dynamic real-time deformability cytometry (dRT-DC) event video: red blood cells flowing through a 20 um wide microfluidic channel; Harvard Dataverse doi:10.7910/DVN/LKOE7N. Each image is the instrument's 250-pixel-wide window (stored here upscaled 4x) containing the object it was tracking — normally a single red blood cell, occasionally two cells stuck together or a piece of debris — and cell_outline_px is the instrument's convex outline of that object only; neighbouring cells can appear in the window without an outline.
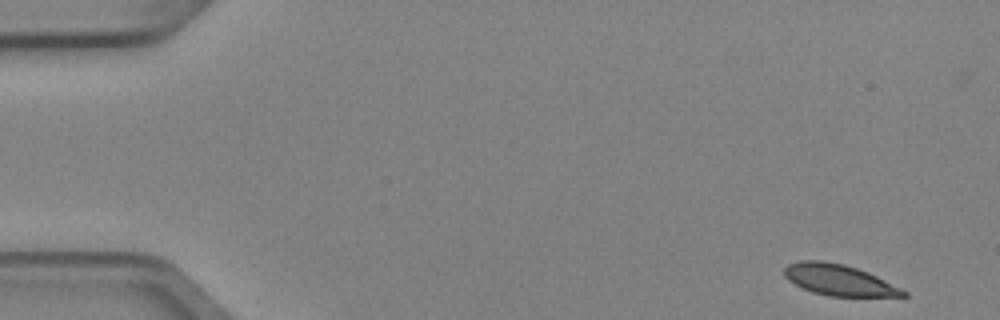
{"species": "Egyptian fruit bat (a non-hibernating species)", "species_latin": "Rousettus aegyptiacus", "temperature_condition": "cold", "stored_images_in_passage": 7, "camera_frame_rate_fps": 3000, "um_per_image_px": 0.085, "animal": {"sex": "female"}, "frame": {"image": 1, "passage_image": 1, "time_ms": 0.0, "image_size_px": [1000, 320], "cell_outline_px": [[908, 296], [828, 296], [812, 292], [788, 280], [784, 276], [784, 268], [788, 264], [800, 260], [824, 260], [844, 264], [868, 272], [908, 292]], "centroid_in_image_um": [71.28, 23.78], "position_along_channel_um": 13.7, "area_um2": 21.39}}
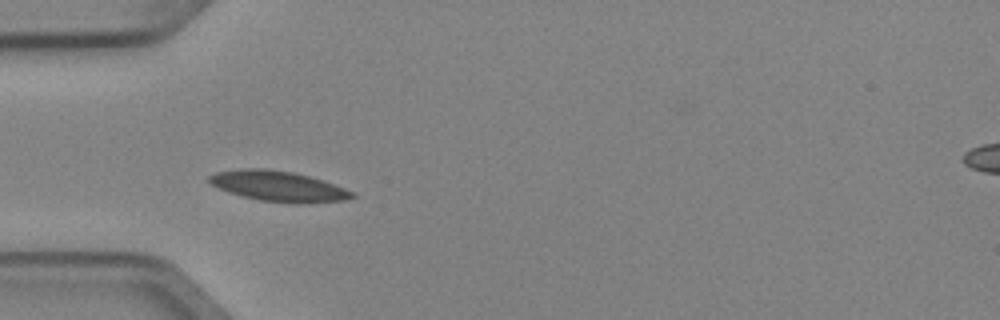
{"frame": {"image": 2, "passage_image": 5, "time_ms": 1.333, "image_size_px": [1000, 320], "cell_outline_px": [[356, 196], [344, 200], [300, 204], [292, 204], [260, 200], [228, 192], [212, 184], [208, 180], [208, 176], [216, 172], [244, 168], [268, 168], [292, 172], [308, 176], [356, 192]], "centroid_in_image_um": [23.67, 15.83], "position_along_channel_um": 61.3, "area_um2": 25.2}}
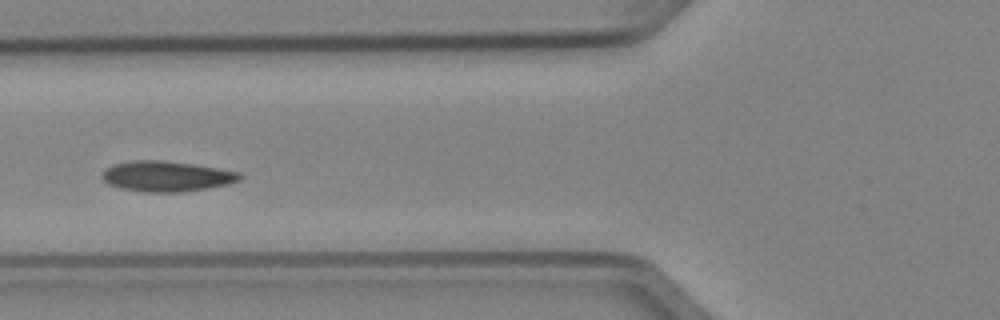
{"frame": {"image": 3, "passage_image": 6, "time_ms": 1.667, "image_size_px": [1000, 320], "cell_outline_px": [[244, 176], [240, 180], [228, 184], [208, 188], [180, 192], [148, 192], [120, 188], [108, 184], [100, 176], [112, 164], [132, 160], [160, 160], [192, 164], [240, 172]], "centroid_in_image_um": [14.16, 14.98], "position_along_channel_um": 111.6, "area_um2": 24.33}}